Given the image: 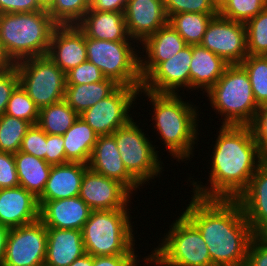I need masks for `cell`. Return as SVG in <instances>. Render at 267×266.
Masks as SVG:
<instances>
[{
    "mask_svg": "<svg viewBox=\"0 0 267 266\" xmlns=\"http://www.w3.org/2000/svg\"><path fill=\"white\" fill-rule=\"evenodd\" d=\"M215 141L209 186L192 181L193 195L205 199H237L264 160L249 125H222Z\"/></svg>",
    "mask_w": 267,
    "mask_h": 266,
    "instance_id": "cell-1",
    "label": "cell"
},
{
    "mask_svg": "<svg viewBox=\"0 0 267 266\" xmlns=\"http://www.w3.org/2000/svg\"><path fill=\"white\" fill-rule=\"evenodd\" d=\"M182 213L198 228L214 266H244L254 237L236 199L192 196Z\"/></svg>",
    "mask_w": 267,
    "mask_h": 266,
    "instance_id": "cell-2",
    "label": "cell"
},
{
    "mask_svg": "<svg viewBox=\"0 0 267 266\" xmlns=\"http://www.w3.org/2000/svg\"><path fill=\"white\" fill-rule=\"evenodd\" d=\"M139 93H144L153 105L152 121L166 150L178 161L190 160L199 134L197 107L183 101L178 93H154L142 88Z\"/></svg>",
    "mask_w": 267,
    "mask_h": 266,
    "instance_id": "cell-3",
    "label": "cell"
},
{
    "mask_svg": "<svg viewBox=\"0 0 267 266\" xmlns=\"http://www.w3.org/2000/svg\"><path fill=\"white\" fill-rule=\"evenodd\" d=\"M57 24L47 10L0 14V41L11 59L17 62L47 55L51 35Z\"/></svg>",
    "mask_w": 267,
    "mask_h": 266,
    "instance_id": "cell-4",
    "label": "cell"
},
{
    "mask_svg": "<svg viewBox=\"0 0 267 266\" xmlns=\"http://www.w3.org/2000/svg\"><path fill=\"white\" fill-rule=\"evenodd\" d=\"M128 209L92 210L82 228L85 252L92 256L135 255Z\"/></svg>",
    "mask_w": 267,
    "mask_h": 266,
    "instance_id": "cell-5",
    "label": "cell"
},
{
    "mask_svg": "<svg viewBox=\"0 0 267 266\" xmlns=\"http://www.w3.org/2000/svg\"><path fill=\"white\" fill-rule=\"evenodd\" d=\"M210 106L223 117L222 125H250L258 105L246 70L240 64L228 65L207 92Z\"/></svg>",
    "mask_w": 267,
    "mask_h": 266,
    "instance_id": "cell-6",
    "label": "cell"
},
{
    "mask_svg": "<svg viewBox=\"0 0 267 266\" xmlns=\"http://www.w3.org/2000/svg\"><path fill=\"white\" fill-rule=\"evenodd\" d=\"M181 214L170 225L161 245L143 260L156 266H214L201 232Z\"/></svg>",
    "mask_w": 267,
    "mask_h": 266,
    "instance_id": "cell-7",
    "label": "cell"
},
{
    "mask_svg": "<svg viewBox=\"0 0 267 266\" xmlns=\"http://www.w3.org/2000/svg\"><path fill=\"white\" fill-rule=\"evenodd\" d=\"M129 41H106L86 36L87 60L98 67L106 79L119 86L142 87L140 57Z\"/></svg>",
    "mask_w": 267,
    "mask_h": 266,
    "instance_id": "cell-8",
    "label": "cell"
},
{
    "mask_svg": "<svg viewBox=\"0 0 267 266\" xmlns=\"http://www.w3.org/2000/svg\"><path fill=\"white\" fill-rule=\"evenodd\" d=\"M14 67L19 84L39 110L64 99L66 73L48 55L21 60Z\"/></svg>",
    "mask_w": 267,
    "mask_h": 266,
    "instance_id": "cell-9",
    "label": "cell"
},
{
    "mask_svg": "<svg viewBox=\"0 0 267 266\" xmlns=\"http://www.w3.org/2000/svg\"><path fill=\"white\" fill-rule=\"evenodd\" d=\"M132 119L113 134L126 170L141 184L162 172L158 152L142 129Z\"/></svg>",
    "mask_w": 267,
    "mask_h": 266,
    "instance_id": "cell-10",
    "label": "cell"
},
{
    "mask_svg": "<svg viewBox=\"0 0 267 266\" xmlns=\"http://www.w3.org/2000/svg\"><path fill=\"white\" fill-rule=\"evenodd\" d=\"M141 87L118 86L109 96L83 111L81 117L98 136L113 134L131 120L133 107Z\"/></svg>",
    "mask_w": 267,
    "mask_h": 266,
    "instance_id": "cell-11",
    "label": "cell"
},
{
    "mask_svg": "<svg viewBox=\"0 0 267 266\" xmlns=\"http://www.w3.org/2000/svg\"><path fill=\"white\" fill-rule=\"evenodd\" d=\"M46 247L47 227L40 219L9 229L2 266H43Z\"/></svg>",
    "mask_w": 267,
    "mask_h": 266,
    "instance_id": "cell-12",
    "label": "cell"
},
{
    "mask_svg": "<svg viewBox=\"0 0 267 266\" xmlns=\"http://www.w3.org/2000/svg\"><path fill=\"white\" fill-rule=\"evenodd\" d=\"M200 45L229 65L240 64L248 56L245 23L218 14L209 22Z\"/></svg>",
    "mask_w": 267,
    "mask_h": 266,
    "instance_id": "cell-13",
    "label": "cell"
},
{
    "mask_svg": "<svg viewBox=\"0 0 267 266\" xmlns=\"http://www.w3.org/2000/svg\"><path fill=\"white\" fill-rule=\"evenodd\" d=\"M131 194L120 182L88 167L83 175L79 197L92 210H115L127 209Z\"/></svg>",
    "mask_w": 267,
    "mask_h": 266,
    "instance_id": "cell-14",
    "label": "cell"
},
{
    "mask_svg": "<svg viewBox=\"0 0 267 266\" xmlns=\"http://www.w3.org/2000/svg\"><path fill=\"white\" fill-rule=\"evenodd\" d=\"M192 45L161 62L142 82V89L154 93L176 94L178 88L190 89Z\"/></svg>",
    "mask_w": 267,
    "mask_h": 266,
    "instance_id": "cell-15",
    "label": "cell"
},
{
    "mask_svg": "<svg viewBox=\"0 0 267 266\" xmlns=\"http://www.w3.org/2000/svg\"><path fill=\"white\" fill-rule=\"evenodd\" d=\"M47 55L67 73L87 60L85 33L77 25H57Z\"/></svg>",
    "mask_w": 267,
    "mask_h": 266,
    "instance_id": "cell-16",
    "label": "cell"
},
{
    "mask_svg": "<svg viewBox=\"0 0 267 266\" xmlns=\"http://www.w3.org/2000/svg\"><path fill=\"white\" fill-rule=\"evenodd\" d=\"M236 200L254 235H267V159L261 162Z\"/></svg>",
    "mask_w": 267,
    "mask_h": 266,
    "instance_id": "cell-17",
    "label": "cell"
},
{
    "mask_svg": "<svg viewBox=\"0 0 267 266\" xmlns=\"http://www.w3.org/2000/svg\"><path fill=\"white\" fill-rule=\"evenodd\" d=\"M124 19L129 36L140 44L168 23L163 0H129Z\"/></svg>",
    "mask_w": 267,
    "mask_h": 266,
    "instance_id": "cell-18",
    "label": "cell"
},
{
    "mask_svg": "<svg viewBox=\"0 0 267 266\" xmlns=\"http://www.w3.org/2000/svg\"><path fill=\"white\" fill-rule=\"evenodd\" d=\"M88 167L123 184L131 193L142 186L125 168L114 134L97 137Z\"/></svg>",
    "mask_w": 267,
    "mask_h": 266,
    "instance_id": "cell-19",
    "label": "cell"
},
{
    "mask_svg": "<svg viewBox=\"0 0 267 266\" xmlns=\"http://www.w3.org/2000/svg\"><path fill=\"white\" fill-rule=\"evenodd\" d=\"M40 219L38 198L18 186L0 189V224L8 229L33 223Z\"/></svg>",
    "mask_w": 267,
    "mask_h": 266,
    "instance_id": "cell-20",
    "label": "cell"
},
{
    "mask_svg": "<svg viewBox=\"0 0 267 266\" xmlns=\"http://www.w3.org/2000/svg\"><path fill=\"white\" fill-rule=\"evenodd\" d=\"M40 220L46 227L82 230L92 209L79 197L38 201Z\"/></svg>",
    "mask_w": 267,
    "mask_h": 266,
    "instance_id": "cell-21",
    "label": "cell"
},
{
    "mask_svg": "<svg viewBox=\"0 0 267 266\" xmlns=\"http://www.w3.org/2000/svg\"><path fill=\"white\" fill-rule=\"evenodd\" d=\"M146 58L140 57V73L144 80L161 62H164L187 46L182 36L167 23L141 44ZM147 59V60H146Z\"/></svg>",
    "mask_w": 267,
    "mask_h": 266,
    "instance_id": "cell-22",
    "label": "cell"
},
{
    "mask_svg": "<svg viewBox=\"0 0 267 266\" xmlns=\"http://www.w3.org/2000/svg\"><path fill=\"white\" fill-rule=\"evenodd\" d=\"M45 266H69L86 252L82 230L47 227Z\"/></svg>",
    "mask_w": 267,
    "mask_h": 266,
    "instance_id": "cell-23",
    "label": "cell"
},
{
    "mask_svg": "<svg viewBox=\"0 0 267 266\" xmlns=\"http://www.w3.org/2000/svg\"><path fill=\"white\" fill-rule=\"evenodd\" d=\"M87 164L68 162L52 165L43 193L38 201L59 200L79 196Z\"/></svg>",
    "mask_w": 267,
    "mask_h": 266,
    "instance_id": "cell-24",
    "label": "cell"
},
{
    "mask_svg": "<svg viewBox=\"0 0 267 266\" xmlns=\"http://www.w3.org/2000/svg\"><path fill=\"white\" fill-rule=\"evenodd\" d=\"M77 26L89 38L106 41H133L124 13L88 10Z\"/></svg>",
    "mask_w": 267,
    "mask_h": 266,
    "instance_id": "cell-25",
    "label": "cell"
},
{
    "mask_svg": "<svg viewBox=\"0 0 267 266\" xmlns=\"http://www.w3.org/2000/svg\"><path fill=\"white\" fill-rule=\"evenodd\" d=\"M229 64L201 45H192L190 62V89L201 88L207 92L223 75Z\"/></svg>",
    "mask_w": 267,
    "mask_h": 266,
    "instance_id": "cell-26",
    "label": "cell"
},
{
    "mask_svg": "<svg viewBox=\"0 0 267 266\" xmlns=\"http://www.w3.org/2000/svg\"><path fill=\"white\" fill-rule=\"evenodd\" d=\"M62 136L66 163L80 162L88 165L98 137L94 130L78 117Z\"/></svg>",
    "mask_w": 267,
    "mask_h": 266,
    "instance_id": "cell-27",
    "label": "cell"
},
{
    "mask_svg": "<svg viewBox=\"0 0 267 266\" xmlns=\"http://www.w3.org/2000/svg\"><path fill=\"white\" fill-rule=\"evenodd\" d=\"M19 186L37 198L43 193L52 165L44 159L18 151L14 154Z\"/></svg>",
    "mask_w": 267,
    "mask_h": 266,
    "instance_id": "cell-28",
    "label": "cell"
},
{
    "mask_svg": "<svg viewBox=\"0 0 267 266\" xmlns=\"http://www.w3.org/2000/svg\"><path fill=\"white\" fill-rule=\"evenodd\" d=\"M119 85L111 79L89 84H66L64 101L79 115L109 96Z\"/></svg>",
    "mask_w": 267,
    "mask_h": 266,
    "instance_id": "cell-29",
    "label": "cell"
},
{
    "mask_svg": "<svg viewBox=\"0 0 267 266\" xmlns=\"http://www.w3.org/2000/svg\"><path fill=\"white\" fill-rule=\"evenodd\" d=\"M217 15L218 13H177L168 19V23L182 36L187 45H200L209 22Z\"/></svg>",
    "mask_w": 267,
    "mask_h": 266,
    "instance_id": "cell-30",
    "label": "cell"
},
{
    "mask_svg": "<svg viewBox=\"0 0 267 266\" xmlns=\"http://www.w3.org/2000/svg\"><path fill=\"white\" fill-rule=\"evenodd\" d=\"M78 117L79 114L61 100L40 109L37 125L49 135H63Z\"/></svg>",
    "mask_w": 267,
    "mask_h": 266,
    "instance_id": "cell-31",
    "label": "cell"
},
{
    "mask_svg": "<svg viewBox=\"0 0 267 266\" xmlns=\"http://www.w3.org/2000/svg\"><path fill=\"white\" fill-rule=\"evenodd\" d=\"M240 65L246 70L258 106L267 104V56L248 55Z\"/></svg>",
    "mask_w": 267,
    "mask_h": 266,
    "instance_id": "cell-32",
    "label": "cell"
},
{
    "mask_svg": "<svg viewBox=\"0 0 267 266\" xmlns=\"http://www.w3.org/2000/svg\"><path fill=\"white\" fill-rule=\"evenodd\" d=\"M31 123L10 115L0 117V151L17 153Z\"/></svg>",
    "mask_w": 267,
    "mask_h": 266,
    "instance_id": "cell-33",
    "label": "cell"
},
{
    "mask_svg": "<svg viewBox=\"0 0 267 266\" xmlns=\"http://www.w3.org/2000/svg\"><path fill=\"white\" fill-rule=\"evenodd\" d=\"M267 7V0H218V14L246 23Z\"/></svg>",
    "mask_w": 267,
    "mask_h": 266,
    "instance_id": "cell-34",
    "label": "cell"
},
{
    "mask_svg": "<svg viewBox=\"0 0 267 266\" xmlns=\"http://www.w3.org/2000/svg\"><path fill=\"white\" fill-rule=\"evenodd\" d=\"M89 7L90 0H54L47 11L57 25H77Z\"/></svg>",
    "mask_w": 267,
    "mask_h": 266,
    "instance_id": "cell-35",
    "label": "cell"
},
{
    "mask_svg": "<svg viewBox=\"0 0 267 266\" xmlns=\"http://www.w3.org/2000/svg\"><path fill=\"white\" fill-rule=\"evenodd\" d=\"M248 55L267 56V7L245 23Z\"/></svg>",
    "mask_w": 267,
    "mask_h": 266,
    "instance_id": "cell-36",
    "label": "cell"
},
{
    "mask_svg": "<svg viewBox=\"0 0 267 266\" xmlns=\"http://www.w3.org/2000/svg\"><path fill=\"white\" fill-rule=\"evenodd\" d=\"M39 112V108L19 84L11 94L5 114L35 125L38 123Z\"/></svg>",
    "mask_w": 267,
    "mask_h": 266,
    "instance_id": "cell-37",
    "label": "cell"
},
{
    "mask_svg": "<svg viewBox=\"0 0 267 266\" xmlns=\"http://www.w3.org/2000/svg\"><path fill=\"white\" fill-rule=\"evenodd\" d=\"M168 19L177 13H218V0H163Z\"/></svg>",
    "mask_w": 267,
    "mask_h": 266,
    "instance_id": "cell-38",
    "label": "cell"
},
{
    "mask_svg": "<svg viewBox=\"0 0 267 266\" xmlns=\"http://www.w3.org/2000/svg\"><path fill=\"white\" fill-rule=\"evenodd\" d=\"M19 151L45 159L46 132H44L37 124L31 125L22 140Z\"/></svg>",
    "mask_w": 267,
    "mask_h": 266,
    "instance_id": "cell-39",
    "label": "cell"
},
{
    "mask_svg": "<svg viewBox=\"0 0 267 266\" xmlns=\"http://www.w3.org/2000/svg\"><path fill=\"white\" fill-rule=\"evenodd\" d=\"M105 79L101 70L86 60L66 73V84H89Z\"/></svg>",
    "mask_w": 267,
    "mask_h": 266,
    "instance_id": "cell-40",
    "label": "cell"
},
{
    "mask_svg": "<svg viewBox=\"0 0 267 266\" xmlns=\"http://www.w3.org/2000/svg\"><path fill=\"white\" fill-rule=\"evenodd\" d=\"M249 126L252 129L261 156L267 159V104L258 107L255 118Z\"/></svg>",
    "mask_w": 267,
    "mask_h": 266,
    "instance_id": "cell-41",
    "label": "cell"
},
{
    "mask_svg": "<svg viewBox=\"0 0 267 266\" xmlns=\"http://www.w3.org/2000/svg\"><path fill=\"white\" fill-rule=\"evenodd\" d=\"M19 186L14 154L0 151V189Z\"/></svg>",
    "mask_w": 267,
    "mask_h": 266,
    "instance_id": "cell-42",
    "label": "cell"
},
{
    "mask_svg": "<svg viewBox=\"0 0 267 266\" xmlns=\"http://www.w3.org/2000/svg\"><path fill=\"white\" fill-rule=\"evenodd\" d=\"M244 266H267V235H254Z\"/></svg>",
    "mask_w": 267,
    "mask_h": 266,
    "instance_id": "cell-43",
    "label": "cell"
},
{
    "mask_svg": "<svg viewBox=\"0 0 267 266\" xmlns=\"http://www.w3.org/2000/svg\"><path fill=\"white\" fill-rule=\"evenodd\" d=\"M44 160L50 165L66 163L64 139L62 135H49L46 133V156Z\"/></svg>",
    "mask_w": 267,
    "mask_h": 266,
    "instance_id": "cell-44",
    "label": "cell"
},
{
    "mask_svg": "<svg viewBox=\"0 0 267 266\" xmlns=\"http://www.w3.org/2000/svg\"><path fill=\"white\" fill-rule=\"evenodd\" d=\"M45 10L37 0H0V14L29 13Z\"/></svg>",
    "mask_w": 267,
    "mask_h": 266,
    "instance_id": "cell-45",
    "label": "cell"
},
{
    "mask_svg": "<svg viewBox=\"0 0 267 266\" xmlns=\"http://www.w3.org/2000/svg\"><path fill=\"white\" fill-rule=\"evenodd\" d=\"M19 85V76L15 67L0 80V117L5 114L12 92Z\"/></svg>",
    "mask_w": 267,
    "mask_h": 266,
    "instance_id": "cell-46",
    "label": "cell"
},
{
    "mask_svg": "<svg viewBox=\"0 0 267 266\" xmlns=\"http://www.w3.org/2000/svg\"><path fill=\"white\" fill-rule=\"evenodd\" d=\"M136 255L93 256V266H137Z\"/></svg>",
    "mask_w": 267,
    "mask_h": 266,
    "instance_id": "cell-47",
    "label": "cell"
},
{
    "mask_svg": "<svg viewBox=\"0 0 267 266\" xmlns=\"http://www.w3.org/2000/svg\"><path fill=\"white\" fill-rule=\"evenodd\" d=\"M129 0H90L89 10L124 13Z\"/></svg>",
    "mask_w": 267,
    "mask_h": 266,
    "instance_id": "cell-48",
    "label": "cell"
},
{
    "mask_svg": "<svg viewBox=\"0 0 267 266\" xmlns=\"http://www.w3.org/2000/svg\"><path fill=\"white\" fill-rule=\"evenodd\" d=\"M8 231V228L0 224V266H2L5 257V245Z\"/></svg>",
    "mask_w": 267,
    "mask_h": 266,
    "instance_id": "cell-49",
    "label": "cell"
},
{
    "mask_svg": "<svg viewBox=\"0 0 267 266\" xmlns=\"http://www.w3.org/2000/svg\"><path fill=\"white\" fill-rule=\"evenodd\" d=\"M69 266H93V256L85 253L82 257L75 259Z\"/></svg>",
    "mask_w": 267,
    "mask_h": 266,
    "instance_id": "cell-50",
    "label": "cell"
},
{
    "mask_svg": "<svg viewBox=\"0 0 267 266\" xmlns=\"http://www.w3.org/2000/svg\"><path fill=\"white\" fill-rule=\"evenodd\" d=\"M0 66H15V64L6 54L1 41H0Z\"/></svg>",
    "mask_w": 267,
    "mask_h": 266,
    "instance_id": "cell-51",
    "label": "cell"
},
{
    "mask_svg": "<svg viewBox=\"0 0 267 266\" xmlns=\"http://www.w3.org/2000/svg\"><path fill=\"white\" fill-rule=\"evenodd\" d=\"M13 68L14 66H0V80H2Z\"/></svg>",
    "mask_w": 267,
    "mask_h": 266,
    "instance_id": "cell-52",
    "label": "cell"
},
{
    "mask_svg": "<svg viewBox=\"0 0 267 266\" xmlns=\"http://www.w3.org/2000/svg\"><path fill=\"white\" fill-rule=\"evenodd\" d=\"M38 3L47 10L53 3L54 0H37Z\"/></svg>",
    "mask_w": 267,
    "mask_h": 266,
    "instance_id": "cell-53",
    "label": "cell"
}]
</instances>
